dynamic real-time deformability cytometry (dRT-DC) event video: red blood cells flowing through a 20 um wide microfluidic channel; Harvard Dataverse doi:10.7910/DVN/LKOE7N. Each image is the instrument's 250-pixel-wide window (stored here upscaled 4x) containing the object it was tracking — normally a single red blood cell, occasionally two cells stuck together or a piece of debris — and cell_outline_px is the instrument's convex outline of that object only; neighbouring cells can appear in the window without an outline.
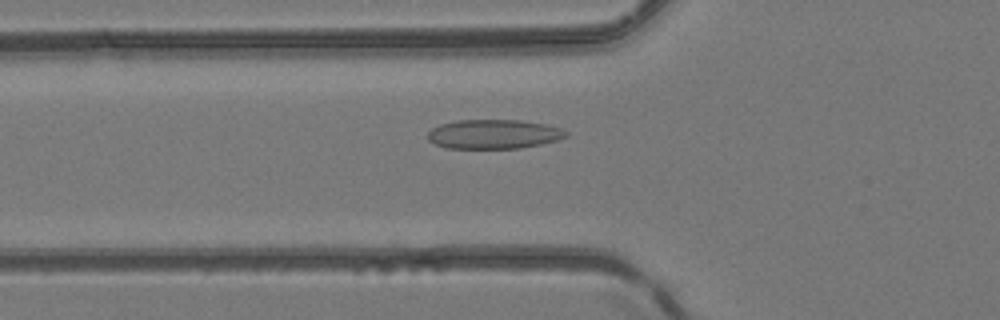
{"species": "common noctule bat (a hibernating species)", "species_latin": "Nyctalus noctula", "temperature_condition": "room temperature", "stored_images_in_passage": 34, "camera_frame_rate_fps": 3000, "um_per_image_px": 0.085, "animal": {"sex": "female", "body_mass_g": 24.6, "forearm_length_mm": 56.2}, "frame": {"image": 1, "passage_image": 3, "time_ms": 0.667, "image_size_px": [1000, 320], "cell_outline_px": [[568, 136], [556, 140], [540, 144], [520, 148], [444, 148], [428, 140], [428, 132], [432, 128], [440, 124], [456, 120], [520, 120], [544, 124], [564, 128], [568, 132]], "centroid_in_image_um": [41.97, 11.4], "position_along_channel_um": 83.8, "area_um2": 23.64}}
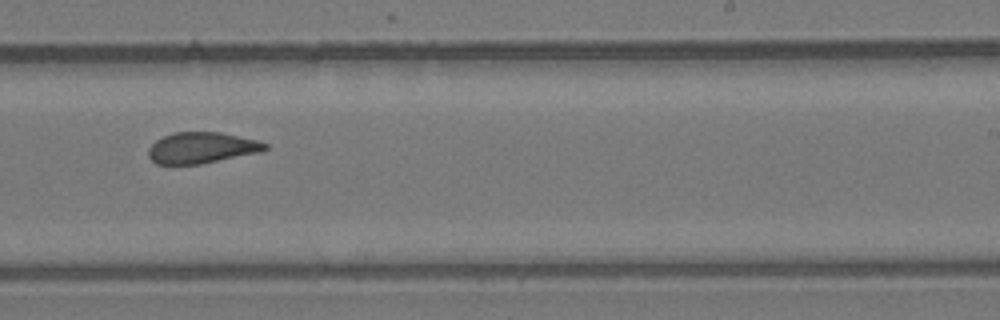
{"frame": {"image": 2, "passage_image": 16, "time_ms": 5.0, "image_size_px": [1000, 320], "cell_outline_px": [[268, 148], [260, 152], [200, 164], [156, 164], [148, 156], [148, 148], [156, 140], [172, 132], [220, 132], [256, 140], [268, 144]], "centroid_in_image_um": [17.12, 12.56], "position_along_channel_um": 271.9, "area_um2": 21.04}}
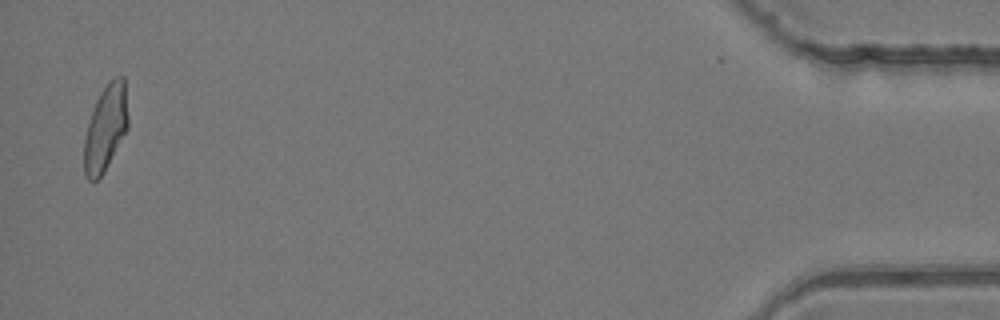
{"frame": {"image": 3, "passage_image": 33, "time_ms": 10.667, "image_size_px": [1000, 320], "cell_outline_px": [[128, 128], [104, 172], [96, 180], [88, 180], [84, 176], [84, 140], [88, 124], [96, 100], [100, 92], [116, 76], [124, 76], [128, 116]], "centroid_in_image_um": [8.97, 10.9], "position_along_channel_um": 426.2, "area_um2": 21.79}}